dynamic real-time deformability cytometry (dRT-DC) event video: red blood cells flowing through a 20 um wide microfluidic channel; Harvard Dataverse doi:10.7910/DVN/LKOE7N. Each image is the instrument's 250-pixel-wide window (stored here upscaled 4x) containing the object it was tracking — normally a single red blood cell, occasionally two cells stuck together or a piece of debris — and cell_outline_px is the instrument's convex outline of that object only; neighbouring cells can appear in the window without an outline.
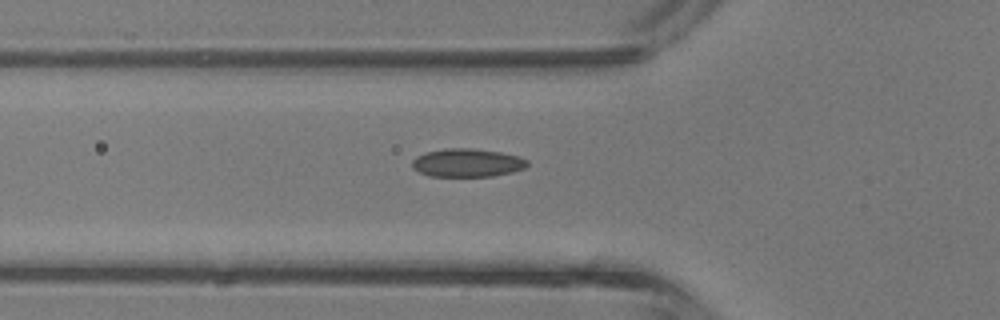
{"species": "common noctule bat (a hibernating species)", "species_latin": "Nyctalus noctula", "temperature_condition": "room temperature", "stored_images_in_passage": 25, "camera_frame_rate_fps": 3000, "um_per_image_px": 0.085, "animal": {"sex": "male", "body_mass_g": 13.3}, "frame": {"image": 1, "passage_image": 3, "time_ms": 0.667, "image_size_px": [1000, 320], "cell_outline_px": [[528, 164], [524, 168], [512, 172], [492, 176], [428, 176], [412, 168], [412, 160], [416, 156], [428, 152], [444, 148], [472, 148], [500, 152], [520, 156], [528, 160]], "centroid_in_image_um": [39.71, 13.83], "position_along_channel_um": 86.1, "area_um2": 19.02}}
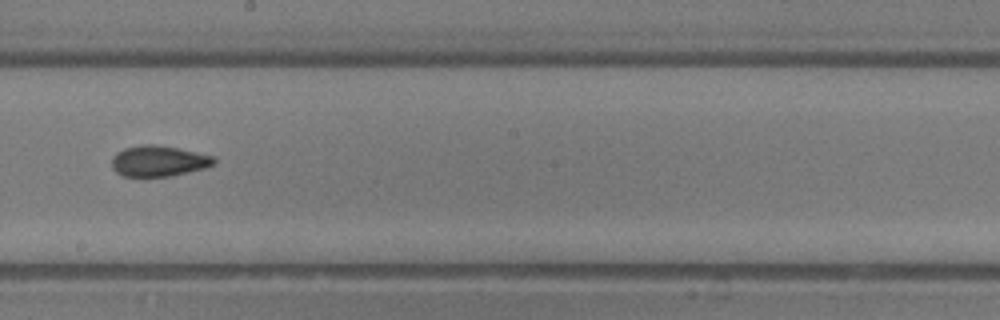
{"frame": {"image": 2, "passage_image": 12, "time_ms": 3.667, "image_size_px": [1000, 320], "cell_outline_px": [[216, 164], [204, 168], [168, 176], [124, 176], [116, 172], [112, 168], [112, 156], [116, 152], [124, 148], [140, 144], [156, 144], [216, 156]], "centroid_in_image_um": [13.47, 13.67], "position_along_channel_um": 234.7, "area_um2": 18.38}}
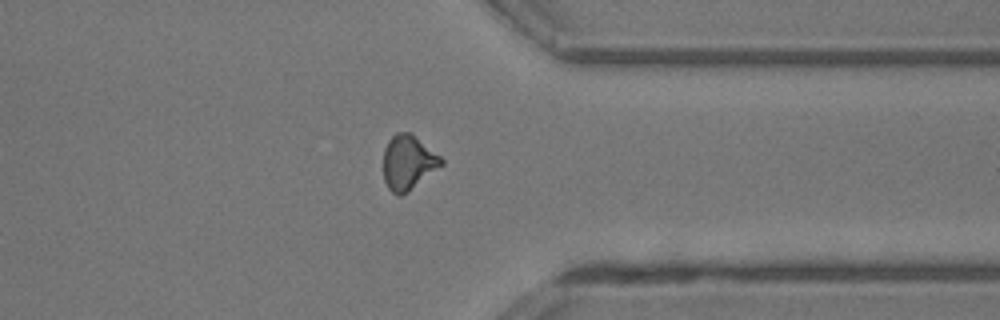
{"frame": {"image": 3, "passage_image": 21, "time_ms": 6.667, "image_size_px": [1000, 320], "cell_outline_px": [[444, 164], [408, 192], [400, 196], [392, 192], [388, 188], [384, 180], [384, 148], [388, 140], [396, 132], [412, 132], [440, 156], [444, 160]], "centroid_in_image_um": [34.7, 13.79], "position_along_channel_um": 376.7, "area_um2": 18.55}}